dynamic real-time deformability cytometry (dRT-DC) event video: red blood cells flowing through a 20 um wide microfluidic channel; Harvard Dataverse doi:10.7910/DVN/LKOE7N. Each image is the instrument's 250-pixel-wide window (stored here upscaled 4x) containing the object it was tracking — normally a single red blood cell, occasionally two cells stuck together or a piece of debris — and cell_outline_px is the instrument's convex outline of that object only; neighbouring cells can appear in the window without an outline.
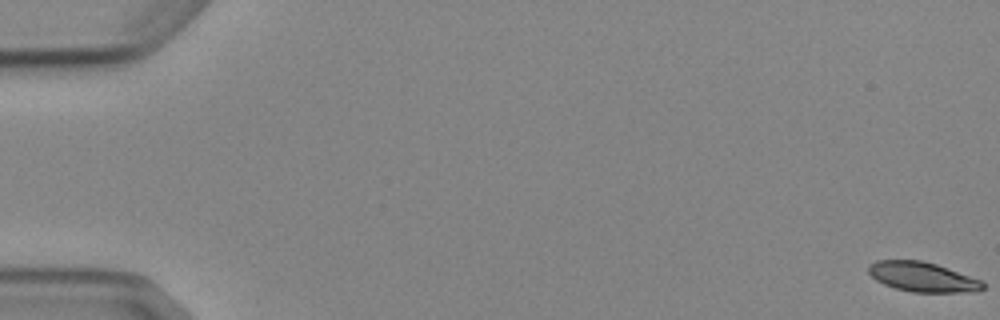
{"species": "Egyptian fruit bat (a non-hibernating species)", "species_latin": "Rousettus aegyptiacus", "temperature_condition": "cold", "stored_images_in_passage": 6, "camera_frame_rate_fps": 3000, "um_per_image_px": 0.085, "animal": {"sex": "female"}, "frame": {"image": 1, "passage_image": 1, "time_ms": 0.0, "image_size_px": [1000, 320], "cell_outline_px": [[984, 288], [964, 292], [912, 292], [896, 288], [884, 284], [876, 280], [868, 272], [868, 264], [876, 260], [920, 260], [936, 264], [980, 280], [984, 284]], "centroid_in_image_um": [78.34, 23.53], "position_along_channel_um": 6.7, "area_um2": 19.48}}